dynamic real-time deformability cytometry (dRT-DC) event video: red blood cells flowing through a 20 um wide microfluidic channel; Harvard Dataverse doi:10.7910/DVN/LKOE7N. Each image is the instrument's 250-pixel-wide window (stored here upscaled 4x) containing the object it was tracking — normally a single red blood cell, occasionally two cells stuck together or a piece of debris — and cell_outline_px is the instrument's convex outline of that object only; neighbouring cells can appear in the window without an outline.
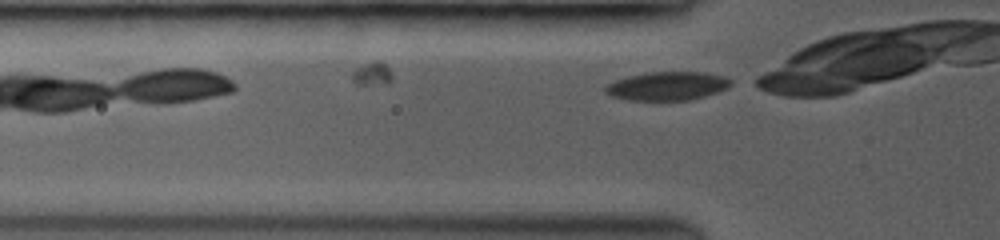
{"species": "common noctule bat (a hibernating species)", "species_latin": "Nyctalus noctula", "temperature_condition": "room temperature", "stored_images_in_passage": 3, "camera_frame_rate_fps": 3500, "um_per_image_px": 0.085, "animal": {"sex": "female", "body_mass_g": 19.0, "forearm_length_mm": 53.3}, "frame": {"image": 1, "passage_image": 3, "time_ms": 0.571, "image_size_px": [1000, 240], "cell_outline_px": [[732, 84], [716, 92], [704, 96], [688, 100], [632, 100], [612, 96], [604, 92], [604, 88], [608, 84], [616, 80], [628, 76], [648, 72], [704, 72], [724, 76], [732, 80]], "centroid_in_image_um": [56.71, 7.3], "position_along_channel_um": 69.1, "area_um2": 20.69}}